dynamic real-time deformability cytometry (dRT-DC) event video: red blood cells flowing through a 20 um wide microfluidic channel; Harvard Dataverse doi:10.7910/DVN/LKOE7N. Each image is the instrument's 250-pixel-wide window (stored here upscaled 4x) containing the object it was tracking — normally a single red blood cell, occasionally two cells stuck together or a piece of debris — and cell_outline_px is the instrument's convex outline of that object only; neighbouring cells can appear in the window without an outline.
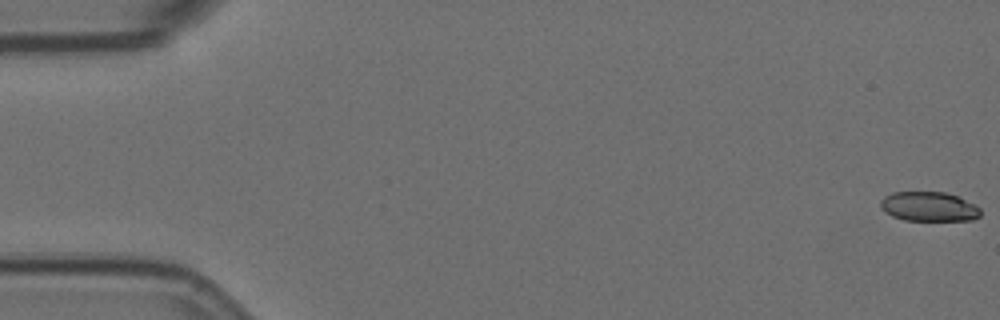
{"species": "Egyptian fruit bat (a non-hibernating species)", "species_latin": "Rousettus aegyptiacus", "temperature_condition": "room temperature", "stored_images_in_passage": 57, "camera_frame_rate_fps": 3000, "um_per_image_px": 0.085, "animal": {"sex": "female"}, "frame": {"image": 1, "passage_image": 1, "time_ms": 0.0, "image_size_px": [1000, 320], "cell_outline_px": [[980, 216], [972, 220], [904, 220], [892, 216], [884, 212], [880, 208], [880, 200], [884, 196], [892, 192], [944, 192], [960, 196], [980, 208]], "centroid_in_image_um": [78.93, 17.55], "position_along_channel_um": 6.1, "area_um2": 17.34}}
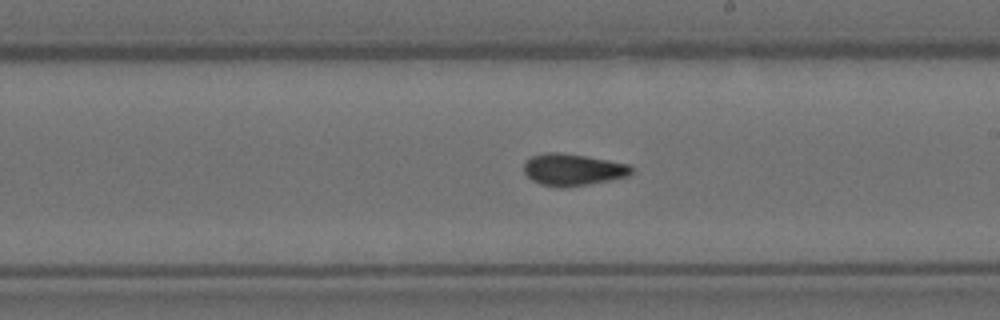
{"frame": {"image": 2, "passage_image": 33, "time_ms": 10.667, "image_size_px": [1000, 320], "cell_outline_px": [[632, 172], [628, 176], [588, 184], [560, 188], [556, 188], [540, 184], [532, 180], [524, 172], [524, 160], [532, 156], [544, 152], [560, 152], [608, 160], [628, 164], [632, 168]], "centroid_in_image_um": [48.64, 14.42], "position_along_channel_um": 240.4, "area_um2": 19.94}}
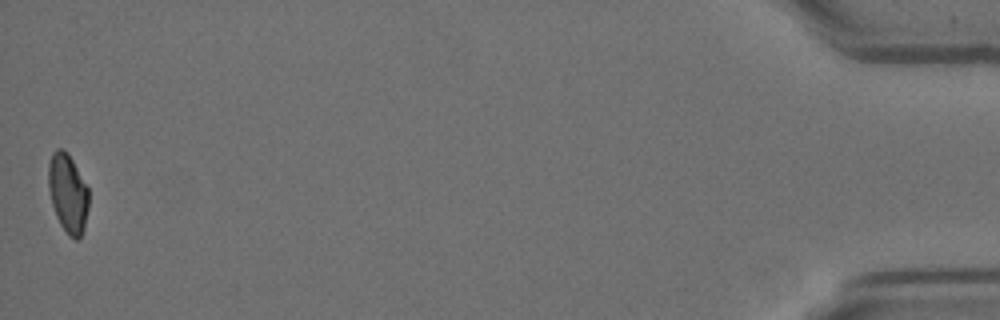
{"frame": {"image": 3, "passage_image": 57, "time_ms": 18.667, "image_size_px": [1000, 320], "cell_outline_px": [[88, 208], [84, 228], [80, 236], [76, 240], [68, 236], [60, 224], [56, 216], [52, 204], [48, 188], [48, 164], [52, 152], [56, 148], [64, 148], [68, 152], [88, 188]], "centroid_in_image_um": [5.75, 16.4], "position_along_channel_um": 429.4, "area_um2": 18.67}, "authors_computed_cell_mechanics": {"area_um2": 19.3052, "velocity_mm_per_s": 3.5896, "shape_relaxation_time_tau1_ms": 11.2448, "shape_relaxation_time_tau2_ms": 2.1332, "deformation_change_tau1": 0.2432, "deformation_change_tau2": 0.0819}}